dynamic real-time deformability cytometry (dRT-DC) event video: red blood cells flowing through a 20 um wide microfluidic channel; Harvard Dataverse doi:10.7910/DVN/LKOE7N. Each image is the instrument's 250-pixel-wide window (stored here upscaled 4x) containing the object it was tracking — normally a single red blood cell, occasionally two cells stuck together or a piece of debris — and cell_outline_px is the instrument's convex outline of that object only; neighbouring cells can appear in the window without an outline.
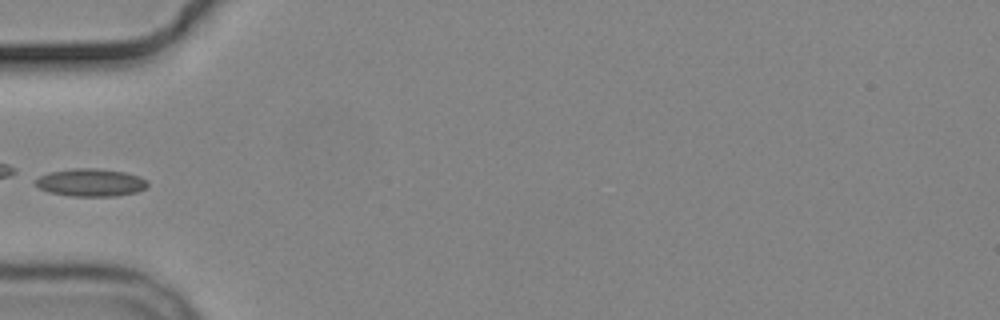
{"species": "common noctule bat (a hibernating species)", "species_latin": "Nyctalus noctula", "temperature_condition": "cold", "stored_images_in_passage": 6, "camera_frame_rate_fps": 3000, "um_per_image_px": 0.085, "animal": {"sex": "male", "body_mass_g": 19.2, "forearm_length_mm": 51.8}, "frame": {"image": 1, "passage_image": 5, "time_ms": 4.667, "image_size_px": [1000, 320], "cell_outline_px": [[148, 184], [144, 188], [136, 192], [116, 196], [72, 196], [48, 192], [32, 184], [32, 180], [48, 172], [72, 168], [96, 168], [124, 172], [140, 176], [148, 180]], "centroid_in_image_um": [7.66, 15.51], "position_along_channel_um": 77.3, "area_um2": 18.32}}
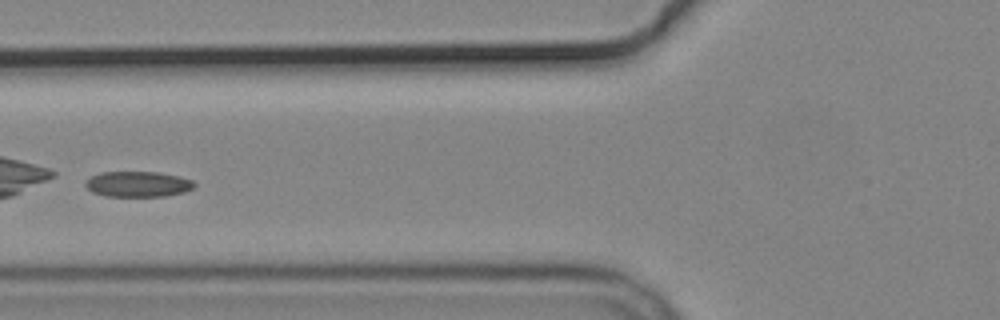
{"frame": {"image": 2, "passage_image": 6, "time_ms": 5.667, "image_size_px": [1000, 320], "cell_outline_px": [[196, 184], [192, 188], [184, 192], [164, 196], [104, 196], [92, 192], [84, 184], [92, 176], [100, 172], [156, 172], [176, 176], [192, 180]], "centroid_in_image_um": [11.7, 15.65], "position_along_channel_um": 114.1, "area_um2": 16.01}}